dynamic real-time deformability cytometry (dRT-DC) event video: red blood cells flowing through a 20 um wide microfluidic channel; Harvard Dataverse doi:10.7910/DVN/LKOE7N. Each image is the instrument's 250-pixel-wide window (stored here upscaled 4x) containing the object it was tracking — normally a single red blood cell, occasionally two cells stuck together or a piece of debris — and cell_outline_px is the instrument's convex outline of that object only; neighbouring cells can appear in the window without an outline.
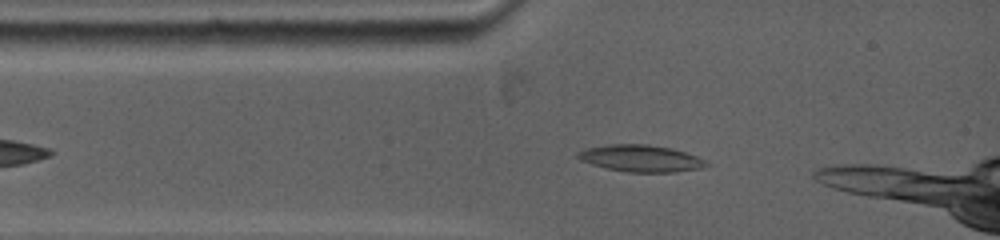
{"species": "common noctule bat (a hibernating species)", "species_latin": "Nyctalus noctula", "temperature_condition": "warm", "stored_images_in_passage": 6, "camera_frame_rate_fps": 5000, "um_per_image_px": 0.085, "animal": {"sex": "female", "body_mass_g": 19.0, "forearm_length_mm": 53.3}, "frame": {"image": 1, "passage_image": 1, "time_ms": 0.0, "image_size_px": [1000, 240], "cell_outline_px": [[708, 164], [700, 168], [672, 172], [628, 172], [608, 168], [592, 164], [580, 160], [576, 156], [580, 152], [588, 148], [612, 144], [648, 144], [668, 148], [684, 152], [696, 156], [704, 160]], "centroid_in_image_um": [54.46, 13.46], "position_along_channel_um": 30.5, "area_um2": 19.54}}
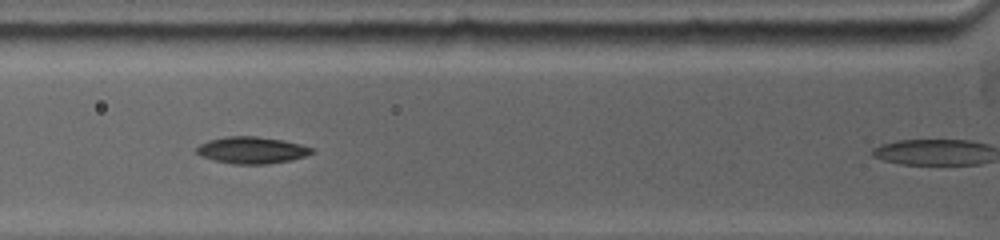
{"frame": {"image": 2, "passage_image": 3, "time_ms": 2.0, "image_size_px": [1000, 240], "cell_outline_px": [[312, 152], [304, 156], [292, 160], [264, 164], [236, 164], [216, 160], [204, 156], [196, 152], [196, 148], [200, 144], [212, 140], [228, 136], [256, 136], [280, 140], [300, 144], [312, 148]], "centroid_in_image_um": [21.41, 12.76], "position_along_channel_um": 104.4, "area_um2": 17.46}}
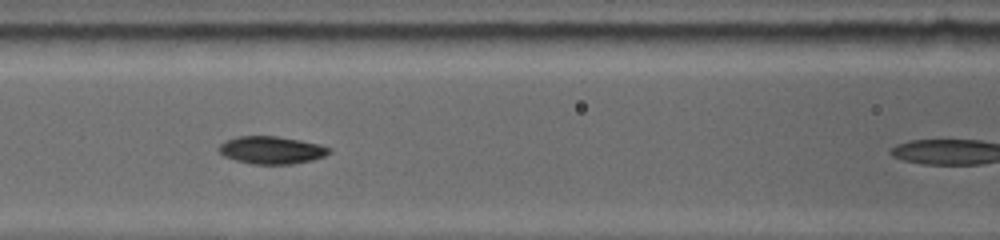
{"frame": {"image": 3, "passage_image": 4, "time_ms": 3.0, "image_size_px": [1000, 240], "cell_outline_px": [[332, 152], [324, 156], [312, 160], [292, 164], [252, 164], [236, 160], [224, 156], [220, 152], [220, 144], [236, 136], [276, 136], [300, 140], [316, 144], [328, 148]], "centroid_in_image_um": [23.07, 12.76], "position_along_channel_um": 143.5, "area_um2": 17.46}}